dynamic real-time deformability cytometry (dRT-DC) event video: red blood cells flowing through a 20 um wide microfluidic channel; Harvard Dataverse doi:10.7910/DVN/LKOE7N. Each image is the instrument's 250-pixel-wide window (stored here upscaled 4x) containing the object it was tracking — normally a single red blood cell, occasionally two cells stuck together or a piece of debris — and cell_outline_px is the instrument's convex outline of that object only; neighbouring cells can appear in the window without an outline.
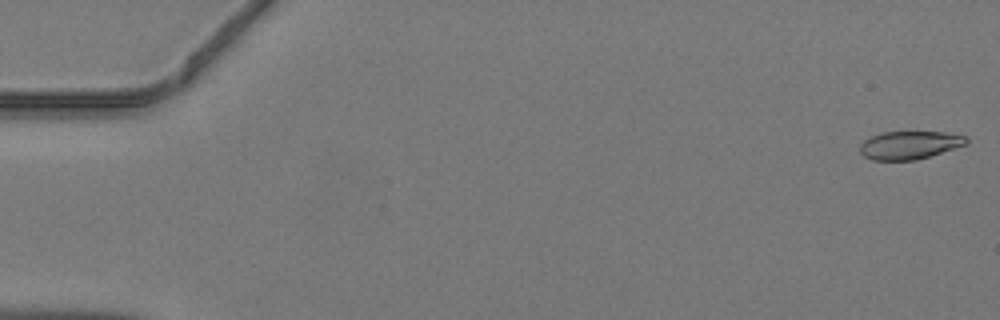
{"species": "common noctule bat (a hibernating species)", "species_latin": "Nyctalus noctula", "temperature_condition": "warm", "stored_images_in_passage": 46, "camera_frame_rate_fps": 3000, "um_per_image_px": 0.085, "animal": {"sex": "male", "body_mass_g": 19.2, "forearm_length_mm": 51.8}, "frame": {"image": 1, "passage_image": 1, "time_ms": 0.0, "image_size_px": [1000, 320], "cell_outline_px": [[968, 144], [916, 160], [872, 160], [864, 156], [860, 152], [860, 144], [864, 140], [872, 136], [884, 132], [944, 132], [968, 136]], "centroid_in_image_um": [77.33, 12.33], "position_along_channel_um": 7.7, "area_um2": 17.4}}
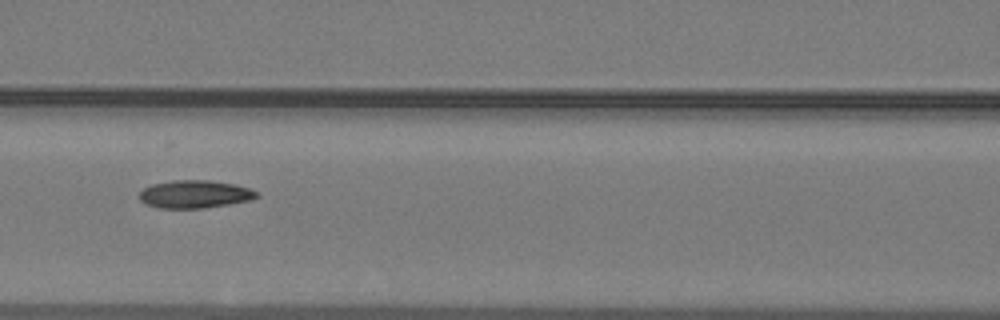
{"frame": {"image": 2, "passage_image": 21, "time_ms": 6.667, "image_size_px": [1000, 320], "cell_outline_px": [[260, 196], [248, 200], [228, 204], [204, 208], [156, 208], [144, 204], [140, 200], [140, 192], [144, 188], [152, 184], [172, 180], [208, 180], [236, 184], [260, 192]], "centroid_in_image_um": [16.55, 16.5], "position_along_channel_um": 150.1, "area_um2": 19.13}}
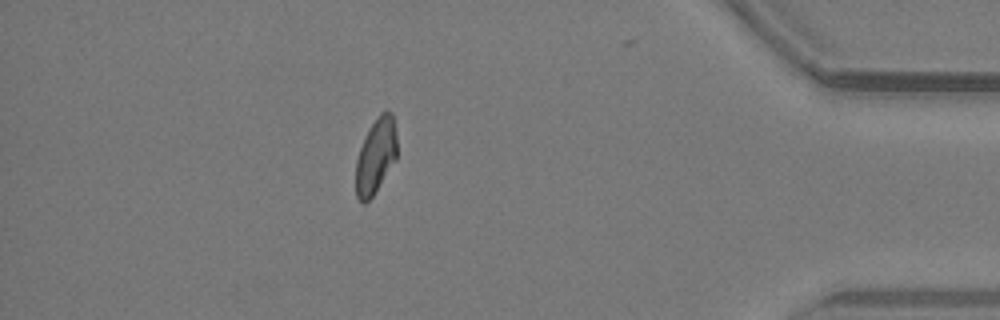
{"frame": {"image": 3, "passage_image": 41, "time_ms": 13.333, "image_size_px": [1000, 320], "cell_outline_px": [[396, 160], [372, 196], [364, 204], [360, 204], [356, 196], [356, 160], [360, 148], [368, 128], [380, 112], [384, 108], [392, 112], [396, 136]], "centroid_in_image_um": [31.93, 13.23], "position_along_channel_um": 403.3, "area_um2": 18.15}}